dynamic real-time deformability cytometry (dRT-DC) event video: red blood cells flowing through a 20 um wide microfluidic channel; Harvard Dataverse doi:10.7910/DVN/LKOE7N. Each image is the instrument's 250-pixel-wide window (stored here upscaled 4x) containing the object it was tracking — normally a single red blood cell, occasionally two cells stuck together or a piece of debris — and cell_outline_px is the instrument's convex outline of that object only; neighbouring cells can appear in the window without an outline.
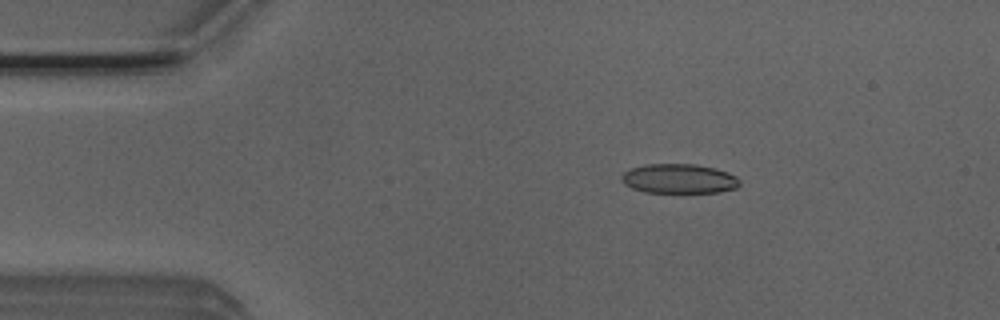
{"species": "Egyptian fruit bat (a non-hibernating species)", "species_latin": "Rousettus aegyptiacus", "temperature_condition": "room temperature", "stored_images_in_passage": 5, "camera_frame_rate_fps": 3000, "um_per_image_px": 0.085, "animal": {"sex": "male"}, "frame": {"image": 1, "passage_image": 3, "time_ms": 0.667, "image_size_px": [1000, 320], "cell_outline_px": [[740, 184], [736, 188], [720, 192], [644, 192], [632, 188], [624, 184], [620, 176], [624, 172], [632, 168], [644, 164], [696, 164], [716, 168], [728, 172], [736, 176], [740, 180]], "centroid_in_image_um": [57.73, 15.18], "position_along_channel_um": 27.3, "area_um2": 20.4}}